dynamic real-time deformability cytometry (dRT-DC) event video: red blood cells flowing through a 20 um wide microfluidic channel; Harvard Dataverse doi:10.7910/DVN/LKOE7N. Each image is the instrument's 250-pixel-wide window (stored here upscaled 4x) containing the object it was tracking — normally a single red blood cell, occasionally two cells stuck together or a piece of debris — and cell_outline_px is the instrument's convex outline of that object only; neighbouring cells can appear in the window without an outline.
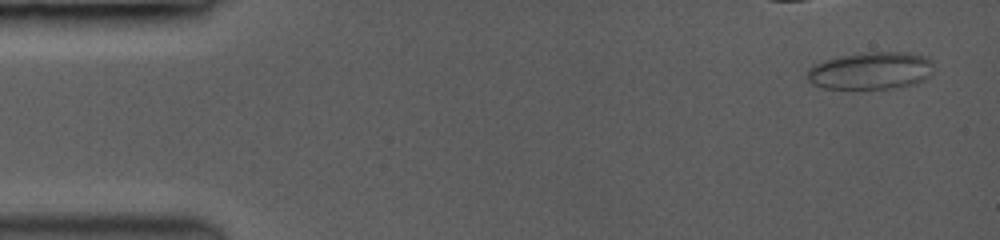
{"species": "common noctule bat (a hibernating species)", "species_latin": "Nyctalus noctula", "temperature_condition": "room temperature", "stored_images_in_passage": 35, "camera_frame_rate_fps": 3500, "um_per_image_px": 0.085, "animal": {"sex": "female", "body_mass_g": 19.0, "forearm_length_mm": 53.3}, "frame": {"image": 1, "passage_image": 1, "time_ms": 0.0, "image_size_px": [1000, 240], "cell_outline_px": [[936, 68], [932, 76], [916, 84], [892, 88], [860, 92], [852, 92], [820, 88], [812, 84], [808, 80], [808, 72], [812, 68], [820, 64], [832, 60], [852, 56], [876, 52], [920, 56], [928, 60]], "centroid_in_image_um": [74.05, 6.14], "position_along_channel_um": 11.0, "area_um2": 27.34}}
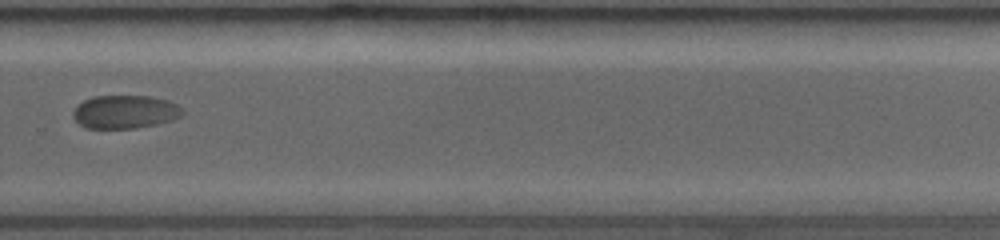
{"frame": {"image": 2, "passage_image": 31, "time_ms": 8.571, "image_size_px": [1000, 240], "cell_outline_px": [[184, 112], [180, 116], [172, 120], [156, 124], [136, 128], [84, 128], [72, 116], [72, 112], [76, 104], [92, 96], [148, 96], [168, 100], [176, 104]], "centroid_in_image_um": [10.58, 9.5], "position_along_channel_um": 319.2, "area_um2": 21.27}}
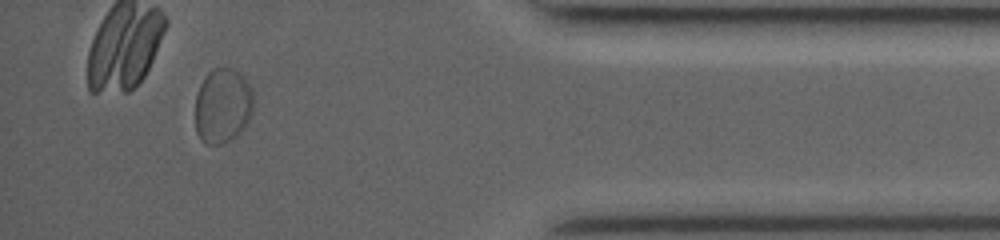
{"frame": {"image": 3, "passage_image": 34, "time_ms": 9.429, "image_size_px": [1000, 240], "cell_outline_px": [[252, 112], [244, 128], [236, 136], [220, 144], [204, 144], [200, 140], [196, 132], [196, 92], [204, 76], [212, 68], [232, 68], [240, 72], [244, 76], [252, 88]], "centroid_in_image_um": [18.91, 8.97], "position_along_channel_um": 416.3, "area_um2": 25.66}}